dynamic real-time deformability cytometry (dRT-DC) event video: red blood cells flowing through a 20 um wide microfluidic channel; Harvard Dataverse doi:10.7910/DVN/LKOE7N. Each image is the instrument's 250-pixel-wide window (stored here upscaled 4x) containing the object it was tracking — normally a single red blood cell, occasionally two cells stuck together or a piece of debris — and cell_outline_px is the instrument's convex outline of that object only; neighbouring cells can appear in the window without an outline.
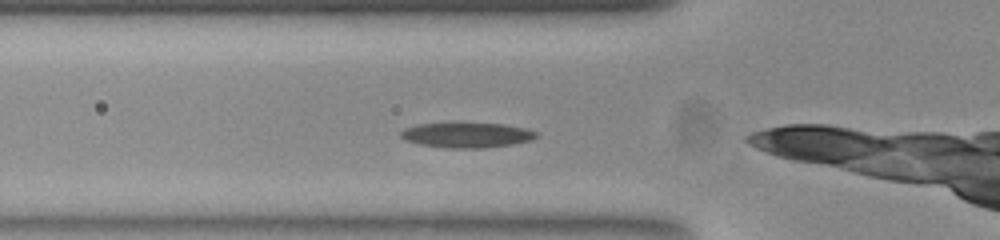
{"species": "common noctule bat (a hibernating species)", "species_latin": "Nyctalus noctula", "temperature_condition": "room temperature", "stored_images_in_passage": 33, "camera_frame_rate_fps": 3000, "um_per_image_px": 0.085, "animal": {"sex": "female", "body_mass_g": 23.0, "forearm_length_mm": 53.4}, "frame": {"image": 1, "passage_image": 3, "time_ms": 0.667, "image_size_px": [1000, 240], "cell_outline_px": [[540, 136], [532, 140], [512, 144], [480, 148], [444, 148], [420, 144], [408, 140], [400, 136], [400, 132], [404, 128], [416, 124], [504, 124], [524, 128], [540, 132]], "centroid_in_image_um": [39.73, 11.49], "position_along_channel_um": 86.1, "area_um2": 19.59}}
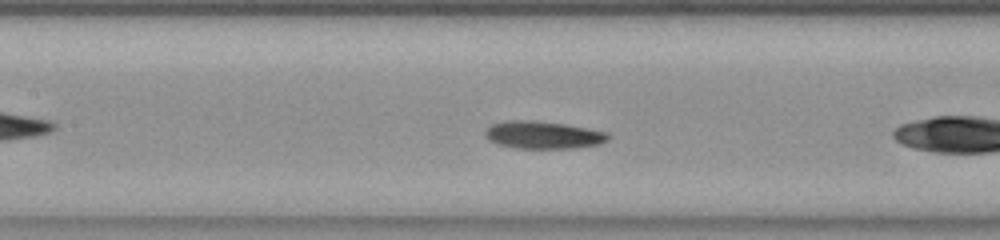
{"frame": {"image": 2, "passage_image": 9, "time_ms": 2.667, "image_size_px": [1000, 240], "cell_outline_px": [[608, 140], [600, 144], [576, 148], [516, 148], [496, 144], [488, 140], [484, 136], [484, 132], [492, 124], [504, 120], [528, 120], [564, 124], [608, 132]], "centroid_in_image_um": [46.13, 11.47], "position_along_channel_um": 161.3, "area_um2": 19.77}}
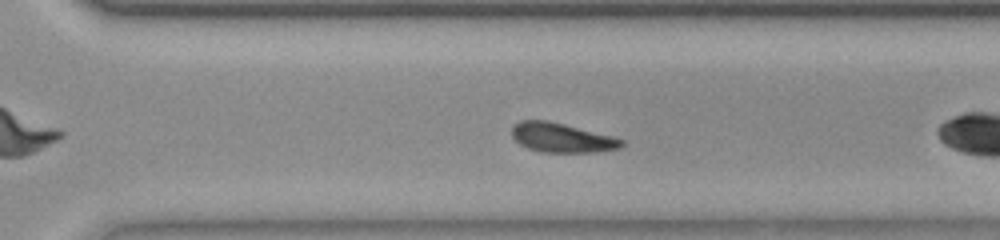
{"frame": {"image": 3, "passage_image": 22, "time_ms": 7.0, "image_size_px": [1000, 240], "cell_outline_px": [[624, 144], [620, 148], [596, 152], [544, 152], [528, 148], [520, 144], [512, 136], [512, 124], [520, 120], [548, 120], [612, 136], [624, 140]], "centroid_in_image_um": [47.73, 11.7], "position_along_channel_um": 322.9, "area_um2": 18.73}}